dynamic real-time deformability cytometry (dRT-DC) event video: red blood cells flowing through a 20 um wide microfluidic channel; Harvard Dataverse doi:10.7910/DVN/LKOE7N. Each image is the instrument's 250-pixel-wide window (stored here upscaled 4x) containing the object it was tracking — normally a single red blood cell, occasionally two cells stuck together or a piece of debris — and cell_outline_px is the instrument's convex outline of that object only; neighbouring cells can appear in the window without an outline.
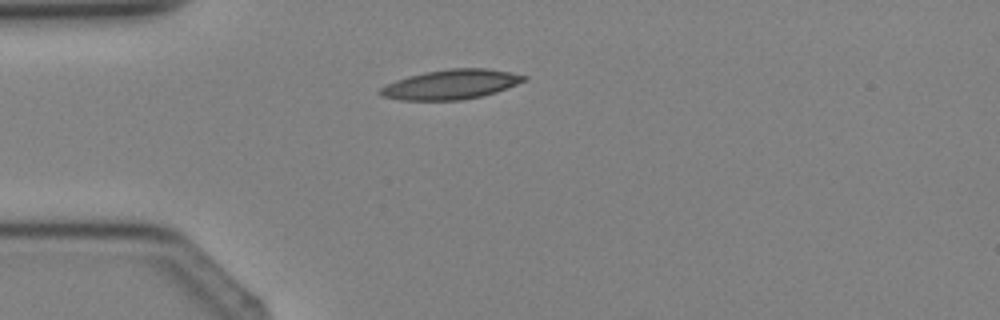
{"species": "Egyptian fruit bat (a non-hibernating species)", "species_latin": "Rousettus aegyptiacus", "temperature_condition": "cold", "stored_images_in_passage": 3, "camera_frame_rate_fps": 3000, "um_per_image_px": 0.085, "animal": {"sex": "female"}, "frame": {"image": 1, "passage_image": 3, "time_ms": 3.0, "image_size_px": [1000, 320], "cell_outline_px": [[528, 80], [508, 88], [496, 92], [480, 96], [460, 100], [400, 100], [380, 96], [376, 92], [380, 88], [396, 80], [408, 76], [424, 72], [448, 68], [488, 68], [528, 76]], "centroid_in_image_um": [38.33, 7.17], "position_along_channel_um": 46.7, "area_um2": 24.97}}